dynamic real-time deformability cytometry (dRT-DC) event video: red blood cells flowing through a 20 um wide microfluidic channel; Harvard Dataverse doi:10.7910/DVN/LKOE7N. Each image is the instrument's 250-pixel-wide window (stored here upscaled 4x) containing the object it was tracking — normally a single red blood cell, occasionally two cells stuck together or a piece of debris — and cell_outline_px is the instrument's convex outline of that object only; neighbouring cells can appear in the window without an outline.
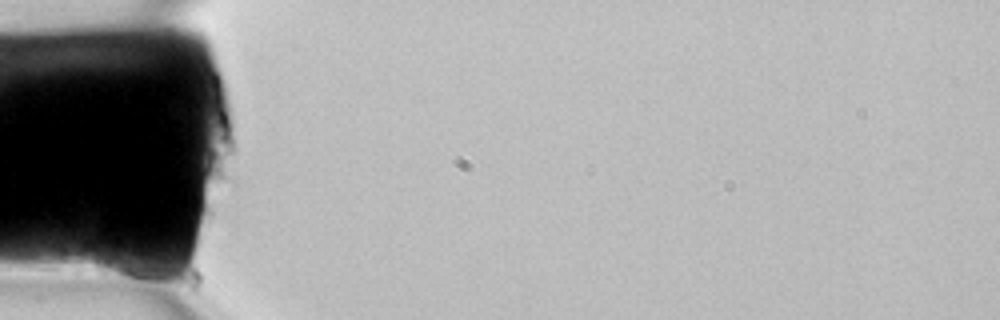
{"species": "common noctule bat (a hibernating species)", "species_latin": "Nyctalus noctula", "temperature_condition": "room temperature", "stored_images_in_passage": 2, "camera_frame_rate_fps": 3000, "um_per_image_px": 0.085, "animal": {"sex": "female", "body_mass_g": 22.7, "forearm_length_mm": 54.2}, "frame": {"image": 1, "passage_image": 1, "time_ms": 0.0, "image_size_px": [1000, 320], "cell_outline_px": [[160, 276], [136, 280], [96, 272], [92, 264], [92, 260], [96, 244], [140, 256]], "centroid_in_image_um": [10.3, 22.45], "position_along_channel_um": 74.7, "area_um2": 10.52}}